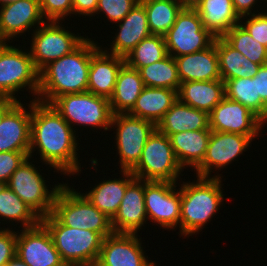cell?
<instances>
[{
  "label": "cell",
  "instance_id": "obj_1",
  "mask_svg": "<svg viewBox=\"0 0 267 266\" xmlns=\"http://www.w3.org/2000/svg\"><path fill=\"white\" fill-rule=\"evenodd\" d=\"M75 132L51 104L32 98L30 158L37 150L41 162L54 168L53 172L60 171L65 176L79 174L81 163L76 152L79 147Z\"/></svg>",
  "mask_w": 267,
  "mask_h": 266
},
{
  "label": "cell",
  "instance_id": "obj_2",
  "mask_svg": "<svg viewBox=\"0 0 267 266\" xmlns=\"http://www.w3.org/2000/svg\"><path fill=\"white\" fill-rule=\"evenodd\" d=\"M87 38L70 54L49 63L39 72L37 101L51 104L64 94L86 92L91 56L100 48Z\"/></svg>",
  "mask_w": 267,
  "mask_h": 266
},
{
  "label": "cell",
  "instance_id": "obj_3",
  "mask_svg": "<svg viewBox=\"0 0 267 266\" xmlns=\"http://www.w3.org/2000/svg\"><path fill=\"white\" fill-rule=\"evenodd\" d=\"M197 177L196 182H183L180 187V234L196 235L218 213L224 201L221 177L212 175L210 178Z\"/></svg>",
  "mask_w": 267,
  "mask_h": 266
},
{
  "label": "cell",
  "instance_id": "obj_4",
  "mask_svg": "<svg viewBox=\"0 0 267 266\" xmlns=\"http://www.w3.org/2000/svg\"><path fill=\"white\" fill-rule=\"evenodd\" d=\"M41 223L66 266L96 264L104 240L100 233L65 226L52 213L41 218Z\"/></svg>",
  "mask_w": 267,
  "mask_h": 266
},
{
  "label": "cell",
  "instance_id": "obj_5",
  "mask_svg": "<svg viewBox=\"0 0 267 266\" xmlns=\"http://www.w3.org/2000/svg\"><path fill=\"white\" fill-rule=\"evenodd\" d=\"M52 214L65 226L91 230L104 238L113 233L111 219L96 208L81 192L64 184L58 191Z\"/></svg>",
  "mask_w": 267,
  "mask_h": 266
},
{
  "label": "cell",
  "instance_id": "obj_6",
  "mask_svg": "<svg viewBox=\"0 0 267 266\" xmlns=\"http://www.w3.org/2000/svg\"><path fill=\"white\" fill-rule=\"evenodd\" d=\"M182 166L179 164L169 137L157 129L149 136L138 164L131 170L137 178L145 181H168L178 183Z\"/></svg>",
  "mask_w": 267,
  "mask_h": 266
},
{
  "label": "cell",
  "instance_id": "obj_7",
  "mask_svg": "<svg viewBox=\"0 0 267 266\" xmlns=\"http://www.w3.org/2000/svg\"><path fill=\"white\" fill-rule=\"evenodd\" d=\"M51 105L72 128L75 124L91 126L94 130L100 127L108 131L111 128L113 113L109 99L89 91L61 95Z\"/></svg>",
  "mask_w": 267,
  "mask_h": 266
},
{
  "label": "cell",
  "instance_id": "obj_8",
  "mask_svg": "<svg viewBox=\"0 0 267 266\" xmlns=\"http://www.w3.org/2000/svg\"><path fill=\"white\" fill-rule=\"evenodd\" d=\"M28 87L35 100L39 91V72L29 50L6 44L0 47V98H11Z\"/></svg>",
  "mask_w": 267,
  "mask_h": 266
},
{
  "label": "cell",
  "instance_id": "obj_9",
  "mask_svg": "<svg viewBox=\"0 0 267 266\" xmlns=\"http://www.w3.org/2000/svg\"><path fill=\"white\" fill-rule=\"evenodd\" d=\"M28 157L11 175L7 186L24 201L40 218L53 211L54 201L62 183L49 190L45 178Z\"/></svg>",
  "mask_w": 267,
  "mask_h": 266
},
{
  "label": "cell",
  "instance_id": "obj_10",
  "mask_svg": "<svg viewBox=\"0 0 267 266\" xmlns=\"http://www.w3.org/2000/svg\"><path fill=\"white\" fill-rule=\"evenodd\" d=\"M62 23L46 20L33 29L29 52L38 72L49 63L70 54L86 39L66 30Z\"/></svg>",
  "mask_w": 267,
  "mask_h": 266
},
{
  "label": "cell",
  "instance_id": "obj_11",
  "mask_svg": "<svg viewBox=\"0 0 267 266\" xmlns=\"http://www.w3.org/2000/svg\"><path fill=\"white\" fill-rule=\"evenodd\" d=\"M215 39L203 27L199 13L193 7H184L171 29L164 35L167 52L174 58L205 50Z\"/></svg>",
  "mask_w": 267,
  "mask_h": 266
},
{
  "label": "cell",
  "instance_id": "obj_12",
  "mask_svg": "<svg viewBox=\"0 0 267 266\" xmlns=\"http://www.w3.org/2000/svg\"><path fill=\"white\" fill-rule=\"evenodd\" d=\"M115 126V143L119 155V168L131 171L139 162L142 150L156 125L148 120L129 115L113 114L111 129ZM113 127V128H112Z\"/></svg>",
  "mask_w": 267,
  "mask_h": 266
},
{
  "label": "cell",
  "instance_id": "obj_13",
  "mask_svg": "<svg viewBox=\"0 0 267 266\" xmlns=\"http://www.w3.org/2000/svg\"><path fill=\"white\" fill-rule=\"evenodd\" d=\"M177 183L168 181H145L144 202L150 222L166 229L180 225L181 192ZM177 190V191H176ZM177 226V227H176Z\"/></svg>",
  "mask_w": 267,
  "mask_h": 266
},
{
  "label": "cell",
  "instance_id": "obj_14",
  "mask_svg": "<svg viewBox=\"0 0 267 266\" xmlns=\"http://www.w3.org/2000/svg\"><path fill=\"white\" fill-rule=\"evenodd\" d=\"M258 135H242L211 131L202 163L195 169L198 177L210 178L214 169H223L247 151L249 144Z\"/></svg>",
  "mask_w": 267,
  "mask_h": 266
},
{
  "label": "cell",
  "instance_id": "obj_15",
  "mask_svg": "<svg viewBox=\"0 0 267 266\" xmlns=\"http://www.w3.org/2000/svg\"><path fill=\"white\" fill-rule=\"evenodd\" d=\"M17 231L16 256L28 266H66L47 228L37 226Z\"/></svg>",
  "mask_w": 267,
  "mask_h": 266
},
{
  "label": "cell",
  "instance_id": "obj_16",
  "mask_svg": "<svg viewBox=\"0 0 267 266\" xmlns=\"http://www.w3.org/2000/svg\"><path fill=\"white\" fill-rule=\"evenodd\" d=\"M264 126V122L247 107L226 96L209 113L212 131L259 135Z\"/></svg>",
  "mask_w": 267,
  "mask_h": 266
},
{
  "label": "cell",
  "instance_id": "obj_17",
  "mask_svg": "<svg viewBox=\"0 0 267 266\" xmlns=\"http://www.w3.org/2000/svg\"><path fill=\"white\" fill-rule=\"evenodd\" d=\"M138 234L115 233L104 238L97 266H156L145 256ZM147 257V258H146Z\"/></svg>",
  "mask_w": 267,
  "mask_h": 266
},
{
  "label": "cell",
  "instance_id": "obj_18",
  "mask_svg": "<svg viewBox=\"0 0 267 266\" xmlns=\"http://www.w3.org/2000/svg\"><path fill=\"white\" fill-rule=\"evenodd\" d=\"M148 220L144 202V180L135 178L126 188L116 215L111 219L115 233L138 234Z\"/></svg>",
  "mask_w": 267,
  "mask_h": 266
},
{
  "label": "cell",
  "instance_id": "obj_19",
  "mask_svg": "<svg viewBox=\"0 0 267 266\" xmlns=\"http://www.w3.org/2000/svg\"><path fill=\"white\" fill-rule=\"evenodd\" d=\"M44 22L39 0H18L0 6L1 31L9 43L13 42V38H19L27 31L30 33L32 27L35 29Z\"/></svg>",
  "mask_w": 267,
  "mask_h": 266
},
{
  "label": "cell",
  "instance_id": "obj_20",
  "mask_svg": "<svg viewBox=\"0 0 267 266\" xmlns=\"http://www.w3.org/2000/svg\"><path fill=\"white\" fill-rule=\"evenodd\" d=\"M19 101L0 123V152H30L31 101Z\"/></svg>",
  "mask_w": 267,
  "mask_h": 266
},
{
  "label": "cell",
  "instance_id": "obj_21",
  "mask_svg": "<svg viewBox=\"0 0 267 266\" xmlns=\"http://www.w3.org/2000/svg\"><path fill=\"white\" fill-rule=\"evenodd\" d=\"M117 33L113 37L110 52L106 53L125 58L129 52L137 46L143 39L151 35L149 30L147 14L144 6L138 2L132 10L117 23Z\"/></svg>",
  "mask_w": 267,
  "mask_h": 266
},
{
  "label": "cell",
  "instance_id": "obj_22",
  "mask_svg": "<svg viewBox=\"0 0 267 266\" xmlns=\"http://www.w3.org/2000/svg\"><path fill=\"white\" fill-rule=\"evenodd\" d=\"M123 57L106 53L102 46L91 56L87 91L110 99L121 67Z\"/></svg>",
  "mask_w": 267,
  "mask_h": 266
},
{
  "label": "cell",
  "instance_id": "obj_23",
  "mask_svg": "<svg viewBox=\"0 0 267 266\" xmlns=\"http://www.w3.org/2000/svg\"><path fill=\"white\" fill-rule=\"evenodd\" d=\"M174 59L181 83L221 79L216 52V39L205 50L175 57Z\"/></svg>",
  "mask_w": 267,
  "mask_h": 266
},
{
  "label": "cell",
  "instance_id": "obj_24",
  "mask_svg": "<svg viewBox=\"0 0 267 266\" xmlns=\"http://www.w3.org/2000/svg\"><path fill=\"white\" fill-rule=\"evenodd\" d=\"M156 129L167 136L182 131L210 129L209 114L178 99L158 122Z\"/></svg>",
  "mask_w": 267,
  "mask_h": 266
},
{
  "label": "cell",
  "instance_id": "obj_25",
  "mask_svg": "<svg viewBox=\"0 0 267 266\" xmlns=\"http://www.w3.org/2000/svg\"><path fill=\"white\" fill-rule=\"evenodd\" d=\"M123 178L104 180L82 193L96 208L112 219L121 204L127 186L136 178L131 171L120 170Z\"/></svg>",
  "mask_w": 267,
  "mask_h": 266
},
{
  "label": "cell",
  "instance_id": "obj_26",
  "mask_svg": "<svg viewBox=\"0 0 267 266\" xmlns=\"http://www.w3.org/2000/svg\"><path fill=\"white\" fill-rule=\"evenodd\" d=\"M211 131V129L189 130L168 136L175 156L183 170L187 166L196 169L202 163Z\"/></svg>",
  "mask_w": 267,
  "mask_h": 266
},
{
  "label": "cell",
  "instance_id": "obj_27",
  "mask_svg": "<svg viewBox=\"0 0 267 266\" xmlns=\"http://www.w3.org/2000/svg\"><path fill=\"white\" fill-rule=\"evenodd\" d=\"M177 100V90L145 86L128 114L157 125Z\"/></svg>",
  "mask_w": 267,
  "mask_h": 266
},
{
  "label": "cell",
  "instance_id": "obj_28",
  "mask_svg": "<svg viewBox=\"0 0 267 266\" xmlns=\"http://www.w3.org/2000/svg\"><path fill=\"white\" fill-rule=\"evenodd\" d=\"M224 97L225 82L222 79L182 82L178 90V99L182 103L208 114Z\"/></svg>",
  "mask_w": 267,
  "mask_h": 266
},
{
  "label": "cell",
  "instance_id": "obj_29",
  "mask_svg": "<svg viewBox=\"0 0 267 266\" xmlns=\"http://www.w3.org/2000/svg\"><path fill=\"white\" fill-rule=\"evenodd\" d=\"M203 27L215 37H222L240 22L232 0H202L195 7Z\"/></svg>",
  "mask_w": 267,
  "mask_h": 266
},
{
  "label": "cell",
  "instance_id": "obj_30",
  "mask_svg": "<svg viewBox=\"0 0 267 266\" xmlns=\"http://www.w3.org/2000/svg\"><path fill=\"white\" fill-rule=\"evenodd\" d=\"M144 87L139 70L124 64L118 73L114 93L109 99L112 113H128Z\"/></svg>",
  "mask_w": 267,
  "mask_h": 266
},
{
  "label": "cell",
  "instance_id": "obj_31",
  "mask_svg": "<svg viewBox=\"0 0 267 266\" xmlns=\"http://www.w3.org/2000/svg\"><path fill=\"white\" fill-rule=\"evenodd\" d=\"M216 52L220 76L224 82L236 78H252L261 66L231 47L222 37H216Z\"/></svg>",
  "mask_w": 267,
  "mask_h": 266
},
{
  "label": "cell",
  "instance_id": "obj_32",
  "mask_svg": "<svg viewBox=\"0 0 267 266\" xmlns=\"http://www.w3.org/2000/svg\"><path fill=\"white\" fill-rule=\"evenodd\" d=\"M147 14L151 34L164 36L185 7L180 0H140Z\"/></svg>",
  "mask_w": 267,
  "mask_h": 266
},
{
  "label": "cell",
  "instance_id": "obj_33",
  "mask_svg": "<svg viewBox=\"0 0 267 266\" xmlns=\"http://www.w3.org/2000/svg\"><path fill=\"white\" fill-rule=\"evenodd\" d=\"M225 96L247 107L264 124H267V105L257 95L256 75L252 78H236L225 82Z\"/></svg>",
  "mask_w": 267,
  "mask_h": 266
},
{
  "label": "cell",
  "instance_id": "obj_34",
  "mask_svg": "<svg viewBox=\"0 0 267 266\" xmlns=\"http://www.w3.org/2000/svg\"><path fill=\"white\" fill-rule=\"evenodd\" d=\"M0 220L21 223L22 229L35 227L41 222V218L7 185H0Z\"/></svg>",
  "mask_w": 267,
  "mask_h": 266
},
{
  "label": "cell",
  "instance_id": "obj_35",
  "mask_svg": "<svg viewBox=\"0 0 267 266\" xmlns=\"http://www.w3.org/2000/svg\"><path fill=\"white\" fill-rule=\"evenodd\" d=\"M140 75L144 86L179 90L181 81L178 76L174 57L167 55L164 59L142 67Z\"/></svg>",
  "mask_w": 267,
  "mask_h": 266
},
{
  "label": "cell",
  "instance_id": "obj_36",
  "mask_svg": "<svg viewBox=\"0 0 267 266\" xmlns=\"http://www.w3.org/2000/svg\"><path fill=\"white\" fill-rule=\"evenodd\" d=\"M168 55L164 36L151 34L135 46L124 58L125 64L140 70Z\"/></svg>",
  "mask_w": 267,
  "mask_h": 266
},
{
  "label": "cell",
  "instance_id": "obj_37",
  "mask_svg": "<svg viewBox=\"0 0 267 266\" xmlns=\"http://www.w3.org/2000/svg\"><path fill=\"white\" fill-rule=\"evenodd\" d=\"M222 38L253 63L267 64V48L252 38L240 24L232 27Z\"/></svg>",
  "mask_w": 267,
  "mask_h": 266
},
{
  "label": "cell",
  "instance_id": "obj_38",
  "mask_svg": "<svg viewBox=\"0 0 267 266\" xmlns=\"http://www.w3.org/2000/svg\"><path fill=\"white\" fill-rule=\"evenodd\" d=\"M140 0H98L95 14H106L110 23L120 22Z\"/></svg>",
  "mask_w": 267,
  "mask_h": 266
},
{
  "label": "cell",
  "instance_id": "obj_39",
  "mask_svg": "<svg viewBox=\"0 0 267 266\" xmlns=\"http://www.w3.org/2000/svg\"><path fill=\"white\" fill-rule=\"evenodd\" d=\"M240 17L239 24L250 34L252 38L267 48V12L254 13ZM246 17V18H245ZM249 17V18H248ZM244 19H247L244 21Z\"/></svg>",
  "mask_w": 267,
  "mask_h": 266
},
{
  "label": "cell",
  "instance_id": "obj_40",
  "mask_svg": "<svg viewBox=\"0 0 267 266\" xmlns=\"http://www.w3.org/2000/svg\"><path fill=\"white\" fill-rule=\"evenodd\" d=\"M43 18L47 21H64L73 15L72 0H39Z\"/></svg>",
  "mask_w": 267,
  "mask_h": 266
},
{
  "label": "cell",
  "instance_id": "obj_41",
  "mask_svg": "<svg viewBox=\"0 0 267 266\" xmlns=\"http://www.w3.org/2000/svg\"><path fill=\"white\" fill-rule=\"evenodd\" d=\"M29 155L30 152H0V185H7L13 172Z\"/></svg>",
  "mask_w": 267,
  "mask_h": 266
},
{
  "label": "cell",
  "instance_id": "obj_42",
  "mask_svg": "<svg viewBox=\"0 0 267 266\" xmlns=\"http://www.w3.org/2000/svg\"><path fill=\"white\" fill-rule=\"evenodd\" d=\"M17 231L0 228V265L7 264L16 255Z\"/></svg>",
  "mask_w": 267,
  "mask_h": 266
},
{
  "label": "cell",
  "instance_id": "obj_43",
  "mask_svg": "<svg viewBox=\"0 0 267 266\" xmlns=\"http://www.w3.org/2000/svg\"><path fill=\"white\" fill-rule=\"evenodd\" d=\"M98 0H72L73 14L95 16Z\"/></svg>",
  "mask_w": 267,
  "mask_h": 266
},
{
  "label": "cell",
  "instance_id": "obj_44",
  "mask_svg": "<svg viewBox=\"0 0 267 266\" xmlns=\"http://www.w3.org/2000/svg\"><path fill=\"white\" fill-rule=\"evenodd\" d=\"M257 95L267 105V64L261 65L256 74Z\"/></svg>",
  "mask_w": 267,
  "mask_h": 266
},
{
  "label": "cell",
  "instance_id": "obj_45",
  "mask_svg": "<svg viewBox=\"0 0 267 266\" xmlns=\"http://www.w3.org/2000/svg\"><path fill=\"white\" fill-rule=\"evenodd\" d=\"M258 0H232L235 12L239 15V17H243L246 15L253 14L251 11L253 10L255 4ZM267 2L266 0H261ZM252 9V10H251Z\"/></svg>",
  "mask_w": 267,
  "mask_h": 266
},
{
  "label": "cell",
  "instance_id": "obj_46",
  "mask_svg": "<svg viewBox=\"0 0 267 266\" xmlns=\"http://www.w3.org/2000/svg\"><path fill=\"white\" fill-rule=\"evenodd\" d=\"M20 101L11 98H0V123L4 116Z\"/></svg>",
  "mask_w": 267,
  "mask_h": 266
},
{
  "label": "cell",
  "instance_id": "obj_47",
  "mask_svg": "<svg viewBox=\"0 0 267 266\" xmlns=\"http://www.w3.org/2000/svg\"><path fill=\"white\" fill-rule=\"evenodd\" d=\"M6 266H28L25 262H23L18 256H14Z\"/></svg>",
  "mask_w": 267,
  "mask_h": 266
},
{
  "label": "cell",
  "instance_id": "obj_48",
  "mask_svg": "<svg viewBox=\"0 0 267 266\" xmlns=\"http://www.w3.org/2000/svg\"><path fill=\"white\" fill-rule=\"evenodd\" d=\"M7 42H9V41L4 37V35L1 31V26H0V47L8 44Z\"/></svg>",
  "mask_w": 267,
  "mask_h": 266
},
{
  "label": "cell",
  "instance_id": "obj_49",
  "mask_svg": "<svg viewBox=\"0 0 267 266\" xmlns=\"http://www.w3.org/2000/svg\"><path fill=\"white\" fill-rule=\"evenodd\" d=\"M202 0H188V7H195Z\"/></svg>",
  "mask_w": 267,
  "mask_h": 266
},
{
  "label": "cell",
  "instance_id": "obj_50",
  "mask_svg": "<svg viewBox=\"0 0 267 266\" xmlns=\"http://www.w3.org/2000/svg\"><path fill=\"white\" fill-rule=\"evenodd\" d=\"M18 0H0V6H4V5H7V4H10V3H14Z\"/></svg>",
  "mask_w": 267,
  "mask_h": 266
},
{
  "label": "cell",
  "instance_id": "obj_51",
  "mask_svg": "<svg viewBox=\"0 0 267 266\" xmlns=\"http://www.w3.org/2000/svg\"><path fill=\"white\" fill-rule=\"evenodd\" d=\"M68 266H97L96 264H90V265H68Z\"/></svg>",
  "mask_w": 267,
  "mask_h": 266
},
{
  "label": "cell",
  "instance_id": "obj_52",
  "mask_svg": "<svg viewBox=\"0 0 267 266\" xmlns=\"http://www.w3.org/2000/svg\"><path fill=\"white\" fill-rule=\"evenodd\" d=\"M184 3L185 7H188V0H180Z\"/></svg>",
  "mask_w": 267,
  "mask_h": 266
}]
</instances>
